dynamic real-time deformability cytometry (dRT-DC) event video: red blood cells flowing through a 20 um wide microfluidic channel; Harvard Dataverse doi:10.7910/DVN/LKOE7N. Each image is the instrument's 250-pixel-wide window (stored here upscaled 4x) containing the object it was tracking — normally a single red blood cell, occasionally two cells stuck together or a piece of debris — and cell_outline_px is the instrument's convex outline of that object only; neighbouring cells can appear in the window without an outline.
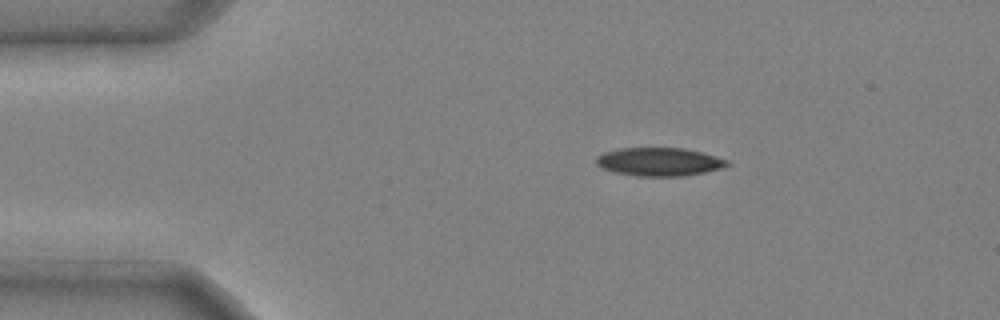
{"species": "common noctule bat (a hibernating species)", "species_latin": "Nyctalus noctula", "temperature_condition": "cold", "stored_images_in_passage": 39, "camera_frame_rate_fps": 3000, "um_per_image_px": 0.085, "animal": {"sex": "male", "body_mass_g": 20.4}, "frame": {"image": 1, "passage_image": 1, "time_ms": 0.0, "image_size_px": [1000, 320], "cell_outline_px": [[732, 164], [720, 168], [704, 172], [684, 176], [636, 176], [612, 172], [600, 168], [596, 164], [596, 156], [604, 152], [616, 148], [684, 148], [716, 156], [728, 160]], "centroid_in_image_um": [55.99, 13.75], "position_along_channel_um": 29.0, "area_um2": 21.79}}
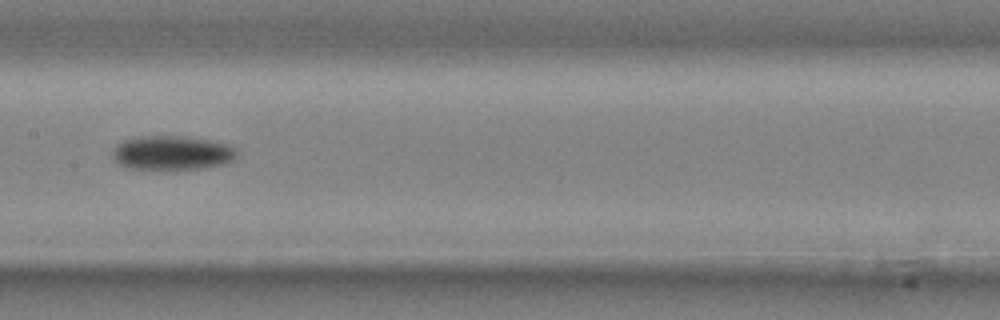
{"frame": {"image": 2, "passage_image": 17, "time_ms": 5.333, "image_size_px": [1000, 320], "cell_outline_px": [[236, 156], [232, 160], [224, 164], [208, 168], [176, 172], [152, 172], [128, 168], [120, 164], [112, 156], [112, 152], [124, 140], [136, 136], [184, 136], [208, 140], [228, 144], [236, 148]], "centroid_in_image_um": [14.63, 13.06], "position_along_channel_um": 192.8, "area_um2": 25.89}}
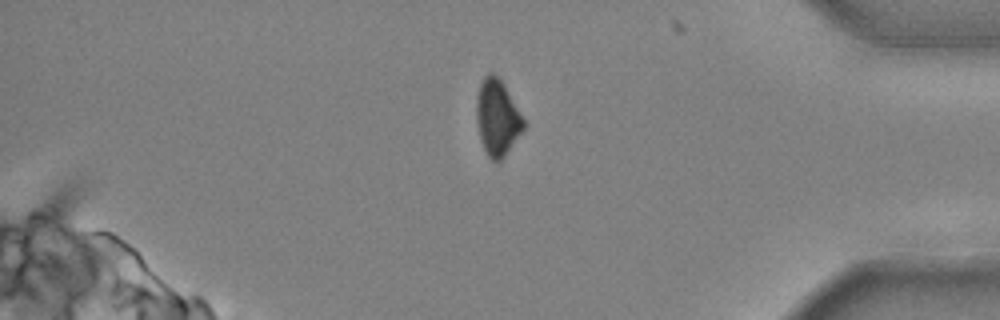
{"frame": {"image": 3, "passage_image": 34, "time_ms": 11.0, "image_size_px": [1000, 320], "cell_outline_px": [[524, 128], [504, 156], [500, 160], [492, 160], [488, 156], [484, 148], [480, 136], [476, 120], [476, 100], [480, 84], [484, 76], [488, 72], [492, 72], [504, 84], [524, 120]], "centroid_in_image_um": [42.25, 9.97], "position_along_channel_um": 393.0, "area_um2": 20.4}, "authors_computed_cell_mechanics": {"area_um2": 23.2356, "velocity_mm_per_s": 3.9877, "shape_relaxation_time_tau1_ms": 3.1933, "shape_relaxation_time_tau2_ms": null, "deformation_change_tau1": 0.1224, "deformation_change_tau2": null}}